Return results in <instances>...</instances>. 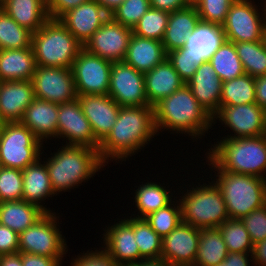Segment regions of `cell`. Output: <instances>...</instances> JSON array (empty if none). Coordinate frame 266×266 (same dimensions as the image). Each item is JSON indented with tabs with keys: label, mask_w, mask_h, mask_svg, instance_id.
Returning <instances> with one entry per match:
<instances>
[{
	"label": "cell",
	"mask_w": 266,
	"mask_h": 266,
	"mask_svg": "<svg viewBox=\"0 0 266 266\" xmlns=\"http://www.w3.org/2000/svg\"><path fill=\"white\" fill-rule=\"evenodd\" d=\"M153 112L158 135L161 129H170L176 134L181 132L189 134L192 139H199L213 126L212 117L199 104L187 84L156 103Z\"/></svg>",
	"instance_id": "obj_2"
},
{
	"label": "cell",
	"mask_w": 266,
	"mask_h": 266,
	"mask_svg": "<svg viewBox=\"0 0 266 266\" xmlns=\"http://www.w3.org/2000/svg\"><path fill=\"white\" fill-rule=\"evenodd\" d=\"M208 61L222 82L237 78L245 73L237 55L235 44L226 39Z\"/></svg>",
	"instance_id": "obj_34"
},
{
	"label": "cell",
	"mask_w": 266,
	"mask_h": 266,
	"mask_svg": "<svg viewBox=\"0 0 266 266\" xmlns=\"http://www.w3.org/2000/svg\"><path fill=\"white\" fill-rule=\"evenodd\" d=\"M224 39V33L220 25L200 22L187 38L186 47L197 57L208 60Z\"/></svg>",
	"instance_id": "obj_31"
},
{
	"label": "cell",
	"mask_w": 266,
	"mask_h": 266,
	"mask_svg": "<svg viewBox=\"0 0 266 266\" xmlns=\"http://www.w3.org/2000/svg\"><path fill=\"white\" fill-rule=\"evenodd\" d=\"M36 67L32 46L0 50V81H29Z\"/></svg>",
	"instance_id": "obj_28"
},
{
	"label": "cell",
	"mask_w": 266,
	"mask_h": 266,
	"mask_svg": "<svg viewBox=\"0 0 266 266\" xmlns=\"http://www.w3.org/2000/svg\"><path fill=\"white\" fill-rule=\"evenodd\" d=\"M144 79L146 96L149 106L152 107L186 84L168 58L144 73Z\"/></svg>",
	"instance_id": "obj_24"
},
{
	"label": "cell",
	"mask_w": 266,
	"mask_h": 266,
	"mask_svg": "<svg viewBox=\"0 0 266 266\" xmlns=\"http://www.w3.org/2000/svg\"><path fill=\"white\" fill-rule=\"evenodd\" d=\"M109 15H111L125 0H95Z\"/></svg>",
	"instance_id": "obj_56"
},
{
	"label": "cell",
	"mask_w": 266,
	"mask_h": 266,
	"mask_svg": "<svg viewBox=\"0 0 266 266\" xmlns=\"http://www.w3.org/2000/svg\"><path fill=\"white\" fill-rule=\"evenodd\" d=\"M32 32L20 26L0 8V50L31 47Z\"/></svg>",
	"instance_id": "obj_37"
},
{
	"label": "cell",
	"mask_w": 266,
	"mask_h": 266,
	"mask_svg": "<svg viewBox=\"0 0 266 266\" xmlns=\"http://www.w3.org/2000/svg\"><path fill=\"white\" fill-rule=\"evenodd\" d=\"M229 253H252L253 243L241 219H231L218 227Z\"/></svg>",
	"instance_id": "obj_39"
},
{
	"label": "cell",
	"mask_w": 266,
	"mask_h": 266,
	"mask_svg": "<svg viewBox=\"0 0 266 266\" xmlns=\"http://www.w3.org/2000/svg\"><path fill=\"white\" fill-rule=\"evenodd\" d=\"M58 111L59 104L35 97L20 122L43 143L57 137Z\"/></svg>",
	"instance_id": "obj_23"
},
{
	"label": "cell",
	"mask_w": 266,
	"mask_h": 266,
	"mask_svg": "<svg viewBox=\"0 0 266 266\" xmlns=\"http://www.w3.org/2000/svg\"><path fill=\"white\" fill-rule=\"evenodd\" d=\"M254 244L266 238V204L241 218Z\"/></svg>",
	"instance_id": "obj_46"
},
{
	"label": "cell",
	"mask_w": 266,
	"mask_h": 266,
	"mask_svg": "<svg viewBox=\"0 0 266 266\" xmlns=\"http://www.w3.org/2000/svg\"><path fill=\"white\" fill-rule=\"evenodd\" d=\"M253 3L252 0H235L232 3L221 26L226 40L233 43L263 40L266 4L260 14L258 5Z\"/></svg>",
	"instance_id": "obj_10"
},
{
	"label": "cell",
	"mask_w": 266,
	"mask_h": 266,
	"mask_svg": "<svg viewBox=\"0 0 266 266\" xmlns=\"http://www.w3.org/2000/svg\"><path fill=\"white\" fill-rule=\"evenodd\" d=\"M217 172L214 182L223 195L229 218L241 219L266 204V179L228 171Z\"/></svg>",
	"instance_id": "obj_6"
},
{
	"label": "cell",
	"mask_w": 266,
	"mask_h": 266,
	"mask_svg": "<svg viewBox=\"0 0 266 266\" xmlns=\"http://www.w3.org/2000/svg\"><path fill=\"white\" fill-rule=\"evenodd\" d=\"M213 181L196 188L187 189L179 199L182 209V222L195 228H218L229 219L226 204L219 187ZM213 183V184H212Z\"/></svg>",
	"instance_id": "obj_7"
},
{
	"label": "cell",
	"mask_w": 266,
	"mask_h": 266,
	"mask_svg": "<svg viewBox=\"0 0 266 266\" xmlns=\"http://www.w3.org/2000/svg\"><path fill=\"white\" fill-rule=\"evenodd\" d=\"M89 0H46L47 12L50 19H58L62 14L70 9Z\"/></svg>",
	"instance_id": "obj_49"
},
{
	"label": "cell",
	"mask_w": 266,
	"mask_h": 266,
	"mask_svg": "<svg viewBox=\"0 0 266 266\" xmlns=\"http://www.w3.org/2000/svg\"><path fill=\"white\" fill-rule=\"evenodd\" d=\"M19 252V234L0 224V255Z\"/></svg>",
	"instance_id": "obj_48"
},
{
	"label": "cell",
	"mask_w": 266,
	"mask_h": 266,
	"mask_svg": "<svg viewBox=\"0 0 266 266\" xmlns=\"http://www.w3.org/2000/svg\"><path fill=\"white\" fill-rule=\"evenodd\" d=\"M7 0H0V7L6 2Z\"/></svg>",
	"instance_id": "obj_60"
},
{
	"label": "cell",
	"mask_w": 266,
	"mask_h": 266,
	"mask_svg": "<svg viewBox=\"0 0 266 266\" xmlns=\"http://www.w3.org/2000/svg\"><path fill=\"white\" fill-rule=\"evenodd\" d=\"M234 44L245 73L252 77L266 75V44L264 40Z\"/></svg>",
	"instance_id": "obj_36"
},
{
	"label": "cell",
	"mask_w": 266,
	"mask_h": 266,
	"mask_svg": "<svg viewBox=\"0 0 266 266\" xmlns=\"http://www.w3.org/2000/svg\"><path fill=\"white\" fill-rule=\"evenodd\" d=\"M129 218V219H128ZM121 219L118 223L105 227L103 249L118 266H132L145 260L139 252L134 236L133 217Z\"/></svg>",
	"instance_id": "obj_17"
},
{
	"label": "cell",
	"mask_w": 266,
	"mask_h": 266,
	"mask_svg": "<svg viewBox=\"0 0 266 266\" xmlns=\"http://www.w3.org/2000/svg\"><path fill=\"white\" fill-rule=\"evenodd\" d=\"M113 62L82 48L72 64L77 95H106Z\"/></svg>",
	"instance_id": "obj_11"
},
{
	"label": "cell",
	"mask_w": 266,
	"mask_h": 266,
	"mask_svg": "<svg viewBox=\"0 0 266 266\" xmlns=\"http://www.w3.org/2000/svg\"><path fill=\"white\" fill-rule=\"evenodd\" d=\"M135 241L140 255L145 259H161L162 238L145 219L133 218Z\"/></svg>",
	"instance_id": "obj_38"
},
{
	"label": "cell",
	"mask_w": 266,
	"mask_h": 266,
	"mask_svg": "<svg viewBox=\"0 0 266 266\" xmlns=\"http://www.w3.org/2000/svg\"><path fill=\"white\" fill-rule=\"evenodd\" d=\"M155 135L152 106L120 107L113 128L99 144V156L107 164L111 159L126 161L150 143Z\"/></svg>",
	"instance_id": "obj_1"
},
{
	"label": "cell",
	"mask_w": 266,
	"mask_h": 266,
	"mask_svg": "<svg viewBox=\"0 0 266 266\" xmlns=\"http://www.w3.org/2000/svg\"><path fill=\"white\" fill-rule=\"evenodd\" d=\"M249 256H252L250 253H228L226 258L219 264L215 266H250V262H253V260L248 259Z\"/></svg>",
	"instance_id": "obj_52"
},
{
	"label": "cell",
	"mask_w": 266,
	"mask_h": 266,
	"mask_svg": "<svg viewBox=\"0 0 266 266\" xmlns=\"http://www.w3.org/2000/svg\"><path fill=\"white\" fill-rule=\"evenodd\" d=\"M167 58L162 41L132 34L124 62L137 71L146 73Z\"/></svg>",
	"instance_id": "obj_25"
},
{
	"label": "cell",
	"mask_w": 266,
	"mask_h": 266,
	"mask_svg": "<svg viewBox=\"0 0 266 266\" xmlns=\"http://www.w3.org/2000/svg\"><path fill=\"white\" fill-rule=\"evenodd\" d=\"M45 214L43 209L23 199L0 202V224L18 234L35 224Z\"/></svg>",
	"instance_id": "obj_30"
},
{
	"label": "cell",
	"mask_w": 266,
	"mask_h": 266,
	"mask_svg": "<svg viewBox=\"0 0 266 266\" xmlns=\"http://www.w3.org/2000/svg\"><path fill=\"white\" fill-rule=\"evenodd\" d=\"M82 254L73 258L71 266H118L104 250L96 249L90 252L88 250L87 253L83 252Z\"/></svg>",
	"instance_id": "obj_47"
},
{
	"label": "cell",
	"mask_w": 266,
	"mask_h": 266,
	"mask_svg": "<svg viewBox=\"0 0 266 266\" xmlns=\"http://www.w3.org/2000/svg\"><path fill=\"white\" fill-rule=\"evenodd\" d=\"M167 58L185 83L195 74L199 64L206 61L194 55L187 47L168 52Z\"/></svg>",
	"instance_id": "obj_43"
},
{
	"label": "cell",
	"mask_w": 266,
	"mask_h": 266,
	"mask_svg": "<svg viewBox=\"0 0 266 266\" xmlns=\"http://www.w3.org/2000/svg\"><path fill=\"white\" fill-rule=\"evenodd\" d=\"M31 46L38 66L71 68L83 45L58 20L49 19L32 33Z\"/></svg>",
	"instance_id": "obj_5"
},
{
	"label": "cell",
	"mask_w": 266,
	"mask_h": 266,
	"mask_svg": "<svg viewBox=\"0 0 266 266\" xmlns=\"http://www.w3.org/2000/svg\"><path fill=\"white\" fill-rule=\"evenodd\" d=\"M77 99L94 137L101 142L113 128L120 106L108 94L78 95Z\"/></svg>",
	"instance_id": "obj_20"
},
{
	"label": "cell",
	"mask_w": 266,
	"mask_h": 266,
	"mask_svg": "<svg viewBox=\"0 0 266 266\" xmlns=\"http://www.w3.org/2000/svg\"><path fill=\"white\" fill-rule=\"evenodd\" d=\"M166 187L155 182L141 184L135 192V205L139 210L133 218L144 219L149 214L166 207L172 201V194ZM171 194V195H170ZM140 214V215H139Z\"/></svg>",
	"instance_id": "obj_33"
},
{
	"label": "cell",
	"mask_w": 266,
	"mask_h": 266,
	"mask_svg": "<svg viewBox=\"0 0 266 266\" xmlns=\"http://www.w3.org/2000/svg\"><path fill=\"white\" fill-rule=\"evenodd\" d=\"M222 81L208 60L199 64L195 74L186 83L193 96L213 117L220 108Z\"/></svg>",
	"instance_id": "obj_21"
},
{
	"label": "cell",
	"mask_w": 266,
	"mask_h": 266,
	"mask_svg": "<svg viewBox=\"0 0 266 266\" xmlns=\"http://www.w3.org/2000/svg\"><path fill=\"white\" fill-rule=\"evenodd\" d=\"M57 138L66 139L67 146L98 149L100 142L94 137L78 99L59 104Z\"/></svg>",
	"instance_id": "obj_16"
},
{
	"label": "cell",
	"mask_w": 266,
	"mask_h": 266,
	"mask_svg": "<svg viewBox=\"0 0 266 266\" xmlns=\"http://www.w3.org/2000/svg\"><path fill=\"white\" fill-rule=\"evenodd\" d=\"M187 1L189 2V4L193 5L198 0H187Z\"/></svg>",
	"instance_id": "obj_59"
},
{
	"label": "cell",
	"mask_w": 266,
	"mask_h": 266,
	"mask_svg": "<svg viewBox=\"0 0 266 266\" xmlns=\"http://www.w3.org/2000/svg\"><path fill=\"white\" fill-rule=\"evenodd\" d=\"M20 255L23 266H62V259L29 253H20Z\"/></svg>",
	"instance_id": "obj_50"
},
{
	"label": "cell",
	"mask_w": 266,
	"mask_h": 266,
	"mask_svg": "<svg viewBox=\"0 0 266 266\" xmlns=\"http://www.w3.org/2000/svg\"><path fill=\"white\" fill-rule=\"evenodd\" d=\"M179 202L173 199V204L171 202L144 218L161 238L167 236L182 222V209Z\"/></svg>",
	"instance_id": "obj_41"
},
{
	"label": "cell",
	"mask_w": 266,
	"mask_h": 266,
	"mask_svg": "<svg viewBox=\"0 0 266 266\" xmlns=\"http://www.w3.org/2000/svg\"><path fill=\"white\" fill-rule=\"evenodd\" d=\"M22 170L0 166V202L22 199Z\"/></svg>",
	"instance_id": "obj_44"
},
{
	"label": "cell",
	"mask_w": 266,
	"mask_h": 266,
	"mask_svg": "<svg viewBox=\"0 0 266 266\" xmlns=\"http://www.w3.org/2000/svg\"><path fill=\"white\" fill-rule=\"evenodd\" d=\"M263 40L266 44V24H265V27H264V36H263Z\"/></svg>",
	"instance_id": "obj_58"
},
{
	"label": "cell",
	"mask_w": 266,
	"mask_h": 266,
	"mask_svg": "<svg viewBox=\"0 0 266 266\" xmlns=\"http://www.w3.org/2000/svg\"><path fill=\"white\" fill-rule=\"evenodd\" d=\"M32 81H0V118L4 123L20 122L33 102Z\"/></svg>",
	"instance_id": "obj_22"
},
{
	"label": "cell",
	"mask_w": 266,
	"mask_h": 266,
	"mask_svg": "<svg viewBox=\"0 0 266 266\" xmlns=\"http://www.w3.org/2000/svg\"><path fill=\"white\" fill-rule=\"evenodd\" d=\"M108 95L120 106H149L145 92L144 73L124 61L111 66Z\"/></svg>",
	"instance_id": "obj_13"
},
{
	"label": "cell",
	"mask_w": 266,
	"mask_h": 266,
	"mask_svg": "<svg viewBox=\"0 0 266 266\" xmlns=\"http://www.w3.org/2000/svg\"><path fill=\"white\" fill-rule=\"evenodd\" d=\"M110 15L95 1L89 0L62 14L58 20L84 46Z\"/></svg>",
	"instance_id": "obj_19"
},
{
	"label": "cell",
	"mask_w": 266,
	"mask_h": 266,
	"mask_svg": "<svg viewBox=\"0 0 266 266\" xmlns=\"http://www.w3.org/2000/svg\"><path fill=\"white\" fill-rule=\"evenodd\" d=\"M212 146L206 157L210 169L266 179V135L223 138Z\"/></svg>",
	"instance_id": "obj_3"
},
{
	"label": "cell",
	"mask_w": 266,
	"mask_h": 266,
	"mask_svg": "<svg viewBox=\"0 0 266 266\" xmlns=\"http://www.w3.org/2000/svg\"><path fill=\"white\" fill-rule=\"evenodd\" d=\"M34 96L56 104L77 99L71 68L38 66L32 76Z\"/></svg>",
	"instance_id": "obj_12"
},
{
	"label": "cell",
	"mask_w": 266,
	"mask_h": 266,
	"mask_svg": "<svg viewBox=\"0 0 266 266\" xmlns=\"http://www.w3.org/2000/svg\"><path fill=\"white\" fill-rule=\"evenodd\" d=\"M169 12L149 8L133 27L134 35L162 41L169 20Z\"/></svg>",
	"instance_id": "obj_40"
},
{
	"label": "cell",
	"mask_w": 266,
	"mask_h": 266,
	"mask_svg": "<svg viewBox=\"0 0 266 266\" xmlns=\"http://www.w3.org/2000/svg\"><path fill=\"white\" fill-rule=\"evenodd\" d=\"M213 124L218 119L234 134L223 138L257 137L266 135V110L256 103L236 106H220L212 117ZM234 135V136H233Z\"/></svg>",
	"instance_id": "obj_14"
},
{
	"label": "cell",
	"mask_w": 266,
	"mask_h": 266,
	"mask_svg": "<svg viewBox=\"0 0 266 266\" xmlns=\"http://www.w3.org/2000/svg\"><path fill=\"white\" fill-rule=\"evenodd\" d=\"M51 154V158L43 162L56 195L80 186L107 165L101 160L98 149L90 147L63 145Z\"/></svg>",
	"instance_id": "obj_4"
},
{
	"label": "cell",
	"mask_w": 266,
	"mask_h": 266,
	"mask_svg": "<svg viewBox=\"0 0 266 266\" xmlns=\"http://www.w3.org/2000/svg\"><path fill=\"white\" fill-rule=\"evenodd\" d=\"M132 266H172L167 261L163 259H149L142 260L141 262L134 264Z\"/></svg>",
	"instance_id": "obj_57"
},
{
	"label": "cell",
	"mask_w": 266,
	"mask_h": 266,
	"mask_svg": "<svg viewBox=\"0 0 266 266\" xmlns=\"http://www.w3.org/2000/svg\"><path fill=\"white\" fill-rule=\"evenodd\" d=\"M200 22L198 11L191 4L170 13L167 28L162 39L166 53L186 47L187 38Z\"/></svg>",
	"instance_id": "obj_26"
},
{
	"label": "cell",
	"mask_w": 266,
	"mask_h": 266,
	"mask_svg": "<svg viewBox=\"0 0 266 266\" xmlns=\"http://www.w3.org/2000/svg\"><path fill=\"white\" fill-rule=\"evenodd\" d=\"M228 253L218 228L200 229L199 246L193 266H215L221 263Z\"/></svg>",
	"instance_id": "obj_32"
},
{
	"label": "cell",
	"mask_w": 266,
	"mask_h": 266,
	"mask_svg": "<svg viewBox=\"0 0 266 266\" xmlns=\"http://www.w3.org/2000/svg\"><path fill=\"white\" fill-rule=\"evenodd\" d=\"M254 78L247 73L222 83L220 106L255 103Z\"/></svg>",
	"instance_id": "obj_35"
},
{
	"label": "cell",
	"mask_w": 266,
	"mask_h": 266,
	"mask_svg": "<svg viewBox=\"0 0 266 266\" xmlns=\"http://www.w3.org/2000/svg\"><path fill=\"white\" fill-rule=\"evenodd\" d=\"M3 124H4V122L0 118V130L2 129Z\"/></svg>",
	"instance_id": "obj_61"
},
{
	"label": "cell",
	"mask_w": 266,
	"mask_h": 266,
	"mask_svg": "<svg viewBox=\"0 0 266 266\" xmlns=\"http://www.w3.org/2000/svg\"><path fill=\"white\" fill-rule=\"evenodd\" d=\"M255 103L266 110V75L254 78Z\"/></svg>",
	"instance_id": "obj_53"
},
{
	"label": "cell",
	"mask_w": 266,
	"mask_h": 266,
	"mask_svg": "<svg viewBox=\"0 0 266 266\" xmlns=\"http://www.w3.org/2000/svg\"><path fill=\"white\" fill-rule=\"evenodd\" d=\"M200 229L181 222L162 238L161 259L172 266H193L199 246Z\"/></svg>",
	"instance_id": "obj_18"
},
{
	"label": "cell",
	"mask_w": 266,
	"mask_h": 266,
	"mask_svg": "<svg viewBox=\"0 0 266 266\" xmlns=\"http://www.w3.org/2000/svg\"><path fill=\"white\" fill-rule=\"evenodd\" d=\"M60 217L46 213L35 224L19 234V253L62 259L67 254V242L57 227ZM58 220V221H57ZM66 251V252H65Z\"/></svg>",
	"instance_id": "obj_9"
},
{
	"label": "cell",
	"mask_w": 266,
	"mask_h": 266,
	"mask_svg": "<svg viewBox=\"0 0 266 266\" xmlns=\"http://www.w3.org/2000/svg\"><path fill=\"white\" fill-rule=\"evenodd\" d=\"M0 266H23L20 253L0 255Z\"/></svg>",
	"instance_id": "obj_55"
},
{
	"label": "cell",
	"mask_w": 266,
	"mask_h": 266,
	"mask_svg": "<svg viewBox=\"0 0 266 266\" xmlns=\"http://www.w3.org/2000/svg\"><path fill=\"white\" fill-rule=\"evenodd\" d=\"M235 0H198L193 5L198 11L201 23L222 26Z\"/></svg>",
	"instance_id": "obj_42"
},
{
	"label": "cell",
	"mask_w": 266,
	"mask_h": 266,
	"mask_svg": "<svg viewBox=\"0 0 266 266\" xmlns=\"http://www.w3.org/2000/svg\"><path fill=\"white\" fill-rule=\"evenodd\" d=\"M42 145L23 123H4L0 130V166L23 170L40 158Z\"/></svg>",
	"instance_id": "obj_8"
},
{
	"label": "cell",
	"mask_w": 266,
	"mask_h": 266,
	"mask_svg": "<svg viewBox=\"0 0 266 266\" xmlns=\"http://www.w3.org/2000/svg\"><path fill=\"white\" fill-rule=\"evenodd\" d=\"M150 7V0H125L110 17L115 22L133 29Z\"/></svg>",
	"instance_id": "obj_45"
},
{
	"label": "cell",
	"mask_w": 266,
	"mask_h": 266,
	"mask_svg": "<svg viewBox=\"0 0 266 266\" xmlns=\"http://www.w3.org/2000/svg\"><path fill=\"white\" fill-rule=\"evenodd\" d=\"M187 0H150L151 8L172 13L189 6Z\"/></svg>",
	"instance_id": "obj_51"
},
{
	"label": "cell",
	"mask_w": 266,
	"mask_h": 266,
	"mask_svg": "<svg viewBox=\"0 0 266 266\" xmlns=\"http://www.w3.org/2000/svg\"><path fill=\"white\" fill-rule=\"evenodd\" d=\"M132 29L115 22L111 17L85 43V48L111 62L123 61L128 49Z\"/></svg>",
	"instance_id": "obj_15"
},
{
	"label": "cell",
	"mask_w": 266,
	"mask_h": 266,
	"mask_svg": "<svg viewBox=\"0 0 266 266\" xmlns=\"http://www.w3.org/2000/svg\"><path fill=\"white\" fill-rule=\"evenodd\" d=\"M252 256L250 257L253 260L255 266H266V238L253 245Z\"/></svg>",
	"instance_id": "obj_54"
},
{
	"label": "cell",
	"mask_w": 266,
	"mask_h": 266,
	"mask_svg": "<svg viewBox=\"0 0 266 266\" xmlns=\"http://www.w3.org/2000/svg\"><path fill=\"white\" fill-rule=\"evenodd\" d=\"M20 26L32 33L40 29L50 18L46 0H7L1 7Z\"/></svg>",
	"instance_id": "obj_29"
},
{
	"label": "cell",
	"mask_w": 266,
	"mask_h": 266,
	"mask_svg": "<svg viewBox=\"0 0 266 266\" xmlns=\"http://www.w3.org/2000/svg\"><path fill=\"white\" fill-rule=\"evenodd\" d=\"M39 158L35 163L28 165L22 170L23 177V193L22 199L28 203L34 204L46 213H52L42 205V201L48 197L56 195L52 189L51 180L48 175L46 163Z\"/></svg>",
	"instance_id": "obj_27"
}]
</instances>
